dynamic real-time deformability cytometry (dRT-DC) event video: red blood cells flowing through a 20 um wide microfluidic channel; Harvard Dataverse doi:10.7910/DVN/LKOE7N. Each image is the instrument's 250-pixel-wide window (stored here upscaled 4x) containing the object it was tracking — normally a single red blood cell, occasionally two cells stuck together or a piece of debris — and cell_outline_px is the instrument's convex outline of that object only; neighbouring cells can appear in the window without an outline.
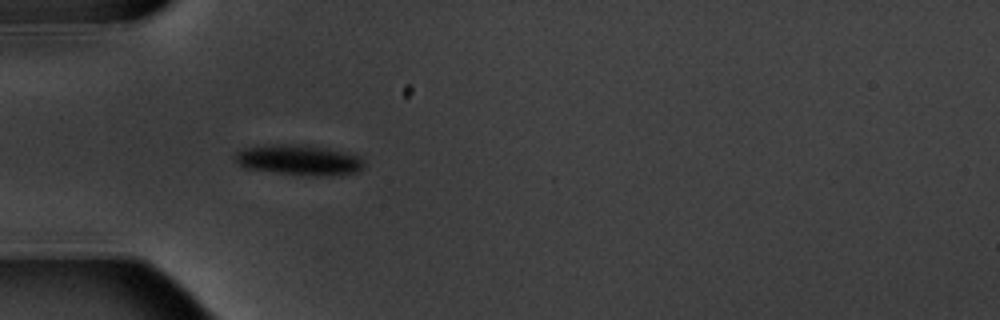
{"species": "common noctule bat (a hibernating species)", "species_latin": "Nyctalus noctula", "temperature_condition": "warm", "stored_images_in_passage": 7, "camera_frame_rate_fps": 3000, "um_per_image_px": 0.085, "animal": {"sex": "male", "body_mass_g": 20.1, "forearm_length_mm": 53.5}, "frame": {"image": 1, "passage_image": 5, "time_ms": 4.667, "image_size_px": [1000, 320], "cell_outline_px": [[364, 168], [356, 172], [320, 176], [304, 176], [244, 168], [236, 164], [232, 156], [236, 152], [244, 148], [268, 144], [304, 144], [328, 148], [348, 152], [360, 156], [364, 160]], "centroid_in_image_um": [25.38, 13.59], "position_along_channel_um": 59.6, "area_um2": 23.41}}